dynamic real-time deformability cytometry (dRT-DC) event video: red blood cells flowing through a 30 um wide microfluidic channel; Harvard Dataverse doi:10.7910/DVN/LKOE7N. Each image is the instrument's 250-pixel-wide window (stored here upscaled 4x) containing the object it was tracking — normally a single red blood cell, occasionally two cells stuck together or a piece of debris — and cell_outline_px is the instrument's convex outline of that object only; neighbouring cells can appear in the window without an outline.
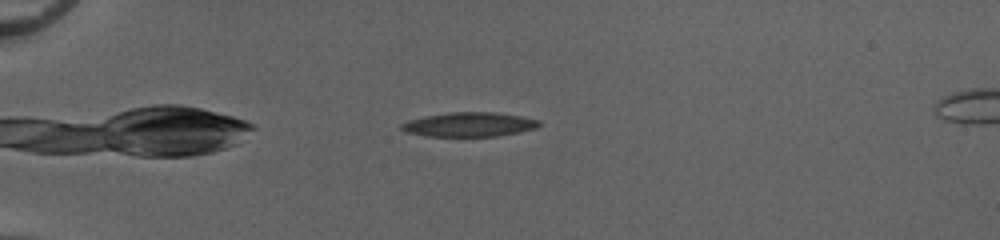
{"species": "common noctule bat (a hibernating species)", "species_latin": "Nyctalus noctula", "temperature_condition": "cold", "stored_images_in_passage": 34, "camera_frame_rate_fps": 3000, "um_per_image_px": 0.085, "animal": {"sex": "female", "body_mass_g": 20.0, "forearm_length_mm": 54.0}, "frame": {"image": 1, "passage_image": 5, "time_ms": 1.333, "image_size_px": [1000, 240], "cell_outline_px": [[540, 124], [536, 128], [520, 132], [496, 136], [428, 136], [408, 132], [400, 128], [400, 124], [408, 120], [424, 116], [448, 112], [496, 112], [520, 116], [540, 120]], "centroid_in_image_um": [39.89, 10.57], "position_along_channel_um": 45.1, "area_um2": 19.48}}
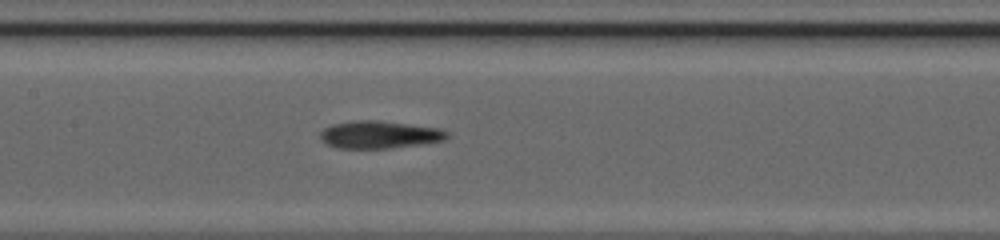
{"frame": {"image": 2, "passage_image": 18, "time_ms": 5.667, "image_size_px": [1000, 240], "cell_outline_px": [[448, 136], [444, 140], [424, 144], [392, 148], [336, 148], [320, 140], [320, 132], [324, 128], [332, 124], [356, 120], [376, 120], [440, 128], [448, 132]], "centroid_in_image_um": [32.24, 11.45], "position_along_channel_um": 175.2, "area_um2": 20.4}}
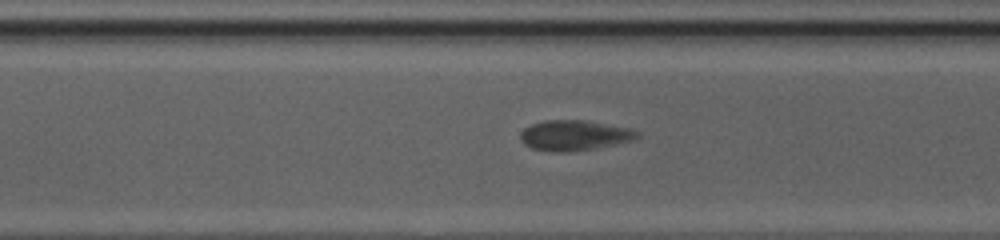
{"frame": {"image": 3, "passage_image": 29, "time_ms": 9.333, "image_size_px": [1000, 240], "cell_outline_px": [[640, 136], [636, 140], [596, 148], [572, 152], [552, 152], [532, 148], [524, 144], [520, 140], [520, 132], [524, 128], [532, 124], [544, 120], [584, 120], [628, 128], [640, 132]], "centroid_in_image_um": [48.82, 11.52], "position_along_channel_um": 321.8, "area_um2": 20.81}, "authors_computed_cell_mechanics": {"area_um2": 19.9699, "velocity_mm_per_s": 4.0152, "shape_relaxation_time_tau1_ms": null, "shape_relaxation_time_tau2_ms": 1.3798, "deformation_change_tau1": null, "deformation_change_tau2": 0.0679}}